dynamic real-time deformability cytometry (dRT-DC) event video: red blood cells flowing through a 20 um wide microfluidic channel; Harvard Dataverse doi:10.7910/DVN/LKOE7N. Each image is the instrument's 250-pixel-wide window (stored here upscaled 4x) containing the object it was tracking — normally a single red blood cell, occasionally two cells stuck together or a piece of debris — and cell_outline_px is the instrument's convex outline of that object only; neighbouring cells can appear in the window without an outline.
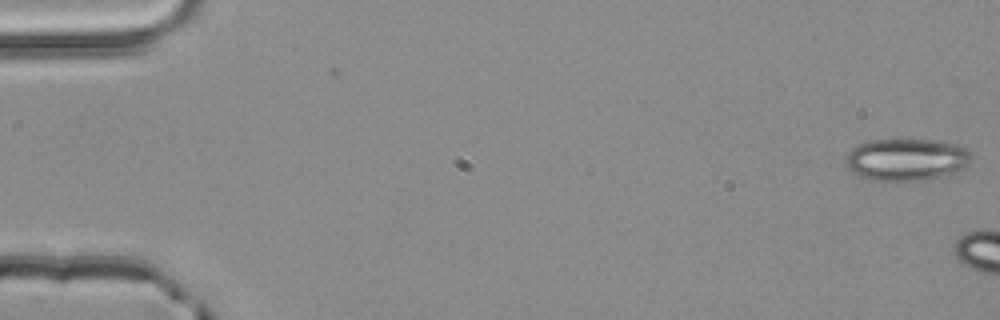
{"species": "common noctule bat (a hibernating species)", "species_latin": "Nyctalus noctula", "temperature_condition": "room temperature", "stored_images_in_passage": 2, "camera_frame_rate_fps": 3000, "um_per_image_px": 0.085, "animal": {"sex": "male", "body_mass_g": 20.4}, "frame": {"image": 1, "passage_image": 2, "time_ms": 0.333, "image_size_px": [1000, 320], "cell_outline_px": [[972, 160], [968, 164], [956, 172], [940, 176], [920, 180], [872, 180], [860, 176], [852, 172], [848, 168], [848, 152], [852, 148], [860, 144], [872, 140], [936, 140], [956, 144], [964, 148], [972, 156]], "centroid_in_image_um": [77.07, 13.55], "position_along_channel_um": 7.9, "area_um2": 30.35}}